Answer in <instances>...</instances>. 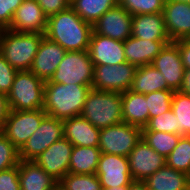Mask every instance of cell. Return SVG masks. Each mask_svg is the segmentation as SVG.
Here are the masks:
<instances>
[{
	"instance_id": "cell-1",
	"label": "cell",
	"mask_w": 190,
	"mask_h": 190,
	"mask_svg": "<svg viewBox=\"0 0 190 190\" xmlns=\"http://www.w3.org/2000/svg\"><path fill=\"white\" fill-rule=\"evenodd\" d=\"M93 26L79 17L69 6L48 17L45 36L66 51H88Z\"/></svg>"
},
{
	"instance_id": "cell-2",
	"label": "cell",
	"mask_w": 190,
	"mask_h": 190,
	"mask_svg": "<svg viewBox=\"0 0 190 190\" xmlns=\"http://www.w3.org/2000/svg\"><path fill=\"white\" fill-rule=\"evenodd\" d=\"M91 86L45 82L43 110L53 118L65 120L82 113Z\"/></svg>"
},
{
	"instance_id": "cell-3",
	"label": "cell",
	"mask_w": 190,
	"mask_h": 190,
	"mask_svg": "<svg viewBox=\"0 0 190 190\" xmlns=\"http://www.w3.org/2000/svg\"><path fill=\"white\" fill-rule=\"evenodd\" d=\"M44 34L36 32L3 31L0 53L17 71L29 70Z\"/></svg>"
},
{
	"instance_id": "cell-4",
	"label": "cell",
	"mask_w": 190,
	"mask_h": 190,
	"mask_svg": "<svg viewBox=\"0 0 190 190\" xmlns=\"http://www.w3.org/2000/svg\"><path fill=\"white\" fill-rule=\"evenodd\" d=\"M81 116L98 129L123 122L121 93L91 89Z\"/></svg>"
},
{
	"instance_id": "cell-5",
	"label": "cell",
	"mask_w": 190,
	"mask_h": 190,
	"mask_svg": "<svg viewBox=\"0 0 190 190\" xmlns=\"http://www.w3.org/2000/svg\"><path fill=\"white\" fill-rule=\"evenodd\" d=\"M45 82L30 70L17 71L10 92L9 106L14 111L43 109Z\"/></svg>"
},
{
	"instance_id": "cell-6",
	"label": "cell",
	"mask_w": 190,
	"mask_h": 190,
	"mask_svg": "<svg viewBox=\"0 0 190 190\" xmlns=\"http://www.w3.org/2000/svg\"><path fill=\"white\" fill-rule=\"evenodd\" d=\"M93 78L94 65L88 51H67L50 81L91 86Z\"/></svg>"
},
{
	"instance_id": "cell-7",
	"label": "cell",
	"mask_w": 190,
	"mask_h": 190,
	"mask_svg": "<svg viewBox=\"0 0 190 190\" xmlns=\"http://www.w3.org/2000/svg\"><path fill=\"white\" fill-rule=\"evenodd\" d=\"M142 138V128L121 122L100 129L99 149L101 153L128 156Z\"/></svg>"
},
{
	"instance_id": "cell-8",
	"label": "cell",
	"mask_w": 190,
	"mask_h": 190,
	"mask_svg": "<svg viewBox=\"0 0 190 190\" xmlns=\"http://www.w3.org/2000/svg\"><path fill=\"white\" fill-rule=\"evenodd\" d=\"M64 137L63 121L46 115L38 129L19 150V160L33 161L51 144Z\"/></svg>"
},
{
	"instance_id": "cell-9",
	"label": "cell",
	"mask_w": 190,
	"mask_h": 190,
	"mask_svg": "<svg viewBox=\"0 0 190 190\" xmlns=\"http://www.w3.org/2000/svg\"><path fill=\"white\" fill-rule=\"evenodd\" d=\"M46 115L47 113L43 109L11 110L0 131L20 150L29 137L38 129Z\"/></svg>"
},
{
	"instance_id": "cell-10",
	"label": "cell",
	"mask_w": 190,
	"mask_h": 190,
	"mask_svg": "<svg viewBox=\"0 0 190 190\" xmlns=\"http://www.w3.org/2000/svg\"><path fill=\"white\" fill-rule=\"evenodd\" d=\"M137 67L126 62L94 66L92 89L123 93L131 88Z\"/></svg>"
},
{
	"instance_id": "cell-11",
	"label": "cell",
	"mask_w": 190,
	"mask_h": 190,
	"mask_svg": "<svg viewBox=\"0 0 190 190\" xmlns=\"http://www.w3.org/2000/svg\"><path fill=\"white\" fill-rule=\"evenodd\" d=\"M95 174L102 189L129 186L133 181L126 156L101 153Z\"/></svg>"
},
{
	"instance_id": "cell-12",
	"label": "cell",
	"mask_w": 190,
	"mask_h": 190,
	"mask_svg": "<svg viewBox=\"0 0 190 190\" xmlns=\"http://www.w3.org/2000/svg\"><path fill=\"white\" fill-rule=\"evenodd\" d=\"M132 18L127 10L117 4L92 25L93 33L124 42L131 36Z\"/></svg>"
},
{
	"instance_id": "cell-13",
	"label": "cell",
	"mask_w": 190,
	"mask_h": 190,
	"mask_svg": "<svg viewBox=\"0 0 190 190\" xmlns=\"http://www.w3.org/2000/svg\"><path fill=\"white\" fill-rule=\"evenodd\" d=\"M133 180L144 181L166 165V159L142 138L127 156Z\"/></svg>"
},
{
	"instance_id": "cell-14",
	"label": "cell",
	"mask_w": 190,
	"mask_h": 190,
	"mask_svg": "<svg viewBox=\"0 0 190 190\" xmlns=\"http://www.w3.org/2000/svg\"><path fill=\"white\" fill-rule=\"evenodd\" d=\"M72 148L73 144L63 137L33 161L59 182L68 173Z\"/></svg>"
},
{
	"instance_id": "cell-15",
	"label": "cell",
	"mask_w": 190,
	"mask_h": 190,
	"mask_svg": "<svg viewBox=\"0 0 190 190\" xmlns=\"http://www.w3.org/2000/svg\"><path fill=\"white\" fill-rule=\"evenodd\" d=\"M151 65L163 75L171 90L180 91L183 85L185 68L178 46L174 42L166 44L154 58Z\"/></svg>"
},
{
	"instance_id": "cell-16",
	"label": "cell",
	"mask_w": 190,
	"mask_h": 190,
	"mask_svg": "<svg viewBox=\"0 0 190 190\" xmlns=\"http://www.w3.org/2000/svg\"><path fill=\"white\" fill-rule=\"evenodd\" d=\"M66 52L58 43L43 35L29 70L43 82L49 81Z\"/></svg>"
},
{
	"instance_id": "cell-17",
	"label": "cell",
	"mask_w": 190,
	"mask_h": 190,
	"mask_svg": "<svg viewBox=\"0 0 190 190\" xmlns=\"http://www.w3.org/2000/svg\"><path fill=\"white\" fill-rule=\"evenodd\" d=\"M48 17L36 0H23L15 11L7 29L15 32H36L45 34Z\"/></svg>"
},
{
	"instance_id": "cell-18",
	"label": "cell",
	"mask_w": 190,
	"mask_h": 190,
	"mask_svg": "<svg viewBox=\"0 0 190 190\" xmlns=\"http://www.w3.org/2000/svg\"><path fill=\"white\" fill-rule=\"evenodd\" d=\"M163 17L171 42L190 39V3L165 1Z\"/></svg>"
},
{
	"instance_id": "cell-19",
	"label": "cell",
	"mask_w": 190,
	"mask_h": 190,
	"mask_svg": "<svg viewBox=\"0 0 190 190\" xmlns=\"http://www.w3.org/2000/svg\"><path fill=\"white\" fill-rule=\"evenodd\" d=\"M88 53L94 66L126 62L123 42L100 34L92 33Z\"/></svg>"
},
{
	"instance_id": "cell-20",
	"label": "cell",
	"mask_w": 190,
	"mask_h": 190,
	"mask_svg": "<svg viewBox=\"0 0 190 190\" xmlns=\"http://www.w3.org/2000/svg\"><path fill=\"white\" fill-rule=\"evenodd\" d=\"M63 132L73 146L99 147L100 129L81 115L63 120Z\"/></svg>"
},
{
	"instance_id": "cell-21",
	"label": "cell",
	"mask_w": 190,
	"mask_h": 190,
	"mask_svg": "<svg viewBox=\"0 0 190 190\" xmlns=\"http://www.w3.org/2000/svg\"><path fill=\"white\" fill-rule=\"evenodd\" d=\"M171 41H150L130 36L124 44L125 58L136 67L152 64L154 58Z\"/></svg>"
},
{
	"instance_id": "cell-22",
	"label": "cell",
	"mask_w": 190,
	"mask_h": 190,
	"mask_svg": "<svg viewBox=\"0 0 190 190\" xmlns=\"http://www.w3.org/2000/svg\"><path fill=\"white\" fill-rule=\"evenodd\" d=\"M131 36L150 41H171L162 12L133 15Z\"/></svg>"
},
{
	"instance_id": "cell-23",
	"label": "cell",
	"mask_w": 190,
	"mask_h": 190,
	"mask_svg": "<svg viewBox=\"0 0 190 190\" xmlns=\"http://www.w3.org/2000/svg\"><path fill=\"white\" fill-rule=\"evenodd\" d=\"M21 190H58V181L34 161L19 160Z\"/></svg>"
},
{
	"instance_id": "cell-24",
	"label": "cell",
	"mask_w": 190,
	"mask_h": 190,
	"mask_svg": "<svg viewBox=\"0 0 190 190\" xmlns=\"http://www.w3.org/2000/svg\"><path fill=\"white\" fill-rule=\"evenodd\" d=\"M121 99L123 122L144 128L149 120V109L145 95L129 89L121 93Z\"/></svg>"
},
{
	"instance_id": "cell-25",
	"label": "cell",
	"mask_w": 190,
	"mask_h": 190,
	"mask_svg": "<svg viewBox=\"0 0 190 190\" xmlns=\"http://www.w3.org/2000/svg\"><path fill=\"white\" fill-rule=\"evenodd\" d=\"M148 190H186L190 176L165 165L144 180Z\"/></svg>"
},
{
	"instance_id": "cell-26",
	"label": "cell",
	"mask_w": 190,
	"mask_h": 190,
	"mask_svg": "<svg viewBox=\"0 0 190 190\" xmlns=\"http://www.w3.org/2000/svg\"><path fill=\"white\" fill-rule=\"evenodd\" d=\"M130 90L146 95L159 90L171 89L163 75L150 64L137 67Z\"/></svg>"
},
{
	"instance_id": "cell-27",
	"label": "cell",
	"mask_w": 190,
	"mask_h": 190,
	"mask_svg": "<svg viewBox=\"0 0 190 190\" xmlns=\"http://www.w3.org/2000/svg\"><path fill=\"white\" fill-rule=\"evenodd\" d=\"M101 150L98 147L73 146L69 173L72 174H95Z\"/></svg>"
},
{
	"instance_id": "cell-28",
	"label": "cell",
	"mask_w": 190,
	"mask_h": 190,
	"mask_svg": "<svg viewBox=\"0 0 190 190\" xmlns=\"http://www.w3.org/2000/svg\"><path fill=\"white\" fill-rule=\"evenodd\" d=\"M118 4L117 0H70V7L85 22L93 25L107 11Z\"/></svg>"
},
{
	"instance_id": "cell-29",
	"label": "cell",
	"mask_w": 190,
	"mask_h": 190,
	"mask_svg": "<svg viewBox=\"0 0 190 190\" xmlns=\"http://www.w3.org/2000/svg\"><path fill=\"white\" fill-rule=\"evenodd\" d=\"M181 136L161 131H142V139L164 158L177 146Z\"/></svg>"
},
{
	"instance_id": "cell-30",
	"label": "cell",
	"mask_w": 190,
	"mask_h": 190,
	"mask_svg": "<svg viewBox=\"0 0 190 190\" xmlns=\"http://www.w3.org/2000/svg\"><path fill=\"white\" fill-rule=\"evenodd\" d=\"M171 109L176 116L179 135L190 136V95L174 91Z\"/></svg>"
},
{
	"instance_id": "cell-31",
	"label": "cell",
	"mask_w": 190,
	"mask_h": 190,
	"mask_svg": "<svg viewBox=\"0 0 190 190\" xmlns=\"http://www.w3.org/2000/svg\"><path fill=\"white\" fill-rule=\"evenodd\" d=\"M165 159L168 167L190 176V136H181L177 146Z\"/></svg>"
},
{
	"instance_id": "cell-32",
	"label": "cell",
	"mask_w": 190,
	"mask_h": 190,
	"mask_svg": "<svg viewBox=\"0 0 190 190\" xmlns=\"http://www.w3.org/2000/svg\"><path fill=\"white\" fill-rule=\"evenodd\" d=\"M58 190H102L96 174L67 173L59 182Z\"/></svg>"
},
{
	"instance_id": "cell-33",
	"label": "cell",
	"mask_w": 190,
	"mask_h": 190,
	"mask_svg": "<svg viewBox=\"0 0 190 190\" xmlns=\"http://www.w3.org/2000/svg\"><path fill=\"white\" fill-rule=\"evenodd\" d=\"M173 90H159L145 95L149 109V119L171 109Z\"/></svg>"
},
{
	"instance_id": "cell-34",
	"label": "cell",
	"mask_w": 190,
	"mask_h": 190,
	"mask_svg": "<svg viewBox=\"0 0 190 190\" xmlns=\"http://www.w3.org/2000/svg\"><path fill=\"white\" fill-rule=\"evenodd\" d=\"M165 0H120L118 4L132 16L163 12Z\"/></svg>"
},
{
	"instance_id": "cell-35",
	"label": "cell",
	"mask_w": 190,
	"mask_h": 190,
	"mask_svg": "<svg viewBox=\"0 0 190 190\" xmlns=\"http://www.w3.org/2000/svg\"><path fill=\"white\" fill-rule=\"evenodd\" d=\"M142 131H161L179 135V126H177L176 116L170 109L166 113L149 119Z\"/></svg>"
},
{
	"instance_id": "cell-36",
	"label": "cell",
	"mask_w": 190,
	"mask_h": 190,
	"mask_svg": "<svg viewBox=\"0 0 190 190\" xmlns=\"http://www.w3.org/2000/svg\"><path fill=\"white\" fill-rule=\"evenodd\" d=\"M19 163V150L0 131V171L10 169Z\"/></svg>"
},
{
	"instance_id": "cell-37",
	"label": "cell",
	"mask_w": 190,
	"mask_h": 190,
	"mask_svg": "<svg viewBox=\"0 0 190 190\" xmlns=\"http://www.w3.org/2000/svg\"><path fill=\"white\" fill-rule=\"evenodd\" d=\"M17 70L14 69L0 53V92L8 94L11 90Z\"/></svg>"
},
{
	"instance_id": "cell-38",
	"label": "cell",
	"mask_w": 190,
	"mask_h": 190,
	"mask_svg": "<svg viewBox=\"0 0 190 190\" xmlns=\"http://www.w3.org/2000/svg\"><path fill=\"white\" fill-rule=\"evenodd\" d=\"M0 190H21L19 182V163L10 169L0 171Z\"/></svg>"
},
{
	"instance_id": "cell-39",
	"label": "cell",
	"mask_w": 190,
	"mask_h": 190,
	"mask_svg": "<svg viewBox=\"0 0 190 190\" xmlns=\"http://www.w3.org/2000/svg\"><path fill=\"white\" fill-rule=\"evenodd\" d=\"M23 0H0V25L7 29Z\"/></svg>"
},
{
	"instance_id": "cell-40",
	"label": "cell",
	"mask_w": 190,
	"mask_h": 190,
	"mask_svg": "<svg viewBox=\"0 0 190 190\" xmlns=\"http://www.w3.org/2000/svg\"><path fill=\"white\" fill-rule=\"evenodd\" d=\"M44 14L50 17L70 6V0H36Z\"/></svg>"
},
{
	"instance_id": "cell-41",
	"label": "cell",
	"mask_w": 190,
	"mask_h": 190,
	"mask_svg": "<svg viewBox=\"0 0 190 190\" xmlns=\"http://www.w3.org/2000/svg\"><path fill=\"white\" fill-rule=\"evenodd\" d=\"M174 43L178 46L184 68L190 69V39H182Z\"/></svg>"
},
{
	"instance_id": "cell-42",
	"label": "cell",
	"mask_w": 190,
	"mask_h": 190,
	"mask_svg": "<svg viewBox=\"0 0 190 190\" xmlns=\"http://www.w3.org/2000/svg\"><path fill=\"white\" fill-rule=\"evenodd\" d=\"M10 111L8 96L0 92V130L3 128Z\"/></svg>"
},
{
	"instance_id": "cell-43",
	"label": "cell",
	"mask_w": 190,
	"mask_h": 190,
	"mask_svg": "<svg viewBox=\"0 0 190 190\" xmlns=\"http://www.w3.org/2000/svg\"><path fill=\"white\" fill-rule=\"evenodd\" d=\"M180 92L190 95V69H185L183 85Z\"/></svg>"
},
{
	"instance_id": "cell-44",
	"label": "cell",
	"mask_w": 190,
	"mask_h": 190,
	"mask_svg": "<svg viewBox=\"0 0 190 190\" xmlns=\"http://www.w3.org/2000/svg\"><path fill=\"white\" fill-rule=\"evenodd\" d=\"M128 190H148L144 181L133 180L128 186Z\"/></svg>"
},
{
	"instance_id": "cell-45",
	"label": "cell",
	"mask_w": 190,
	"mask_h": 190,
	"mask_svg": "<svg viewBox=\"0 0 190 190\" xmlns=\"http://www.w3.org/2000/svg\"><path fill=\"white\" fill-rule=\"evenodd\" d=\"M102 190H128V186H118V187H112V188H104Z\"/></svg>"
},
{
	"instance_id": "cell-46",
	"label": "cell",
	"mask_w": 190,
	"mask_h": 190,
	"mask_svg": "<svg viewBox=\"0 0 190 190\" xmlns=\"http://www.w3.org/2000/svg\"><path fill=\"white\" fill-rule=\"evenodd\" d=\"M4 30H5V28L0 25V42H1V37H2Z\"/></svg>"
},
{
	"instance_id": "cell-47",
	"label": "cell",
	"mask_w": 190,
	"mask_h": 190,
	"mask_svg": "<svg viewBox=\"0 0 190 190\" xmlns=\"http://www.w3.org/2000/svg\"><path fill=\"white\" fill-rule=\"evenodd\" d=\"M165 1L189 2V0H165Z\"/></svg>"
}]
</instances>
